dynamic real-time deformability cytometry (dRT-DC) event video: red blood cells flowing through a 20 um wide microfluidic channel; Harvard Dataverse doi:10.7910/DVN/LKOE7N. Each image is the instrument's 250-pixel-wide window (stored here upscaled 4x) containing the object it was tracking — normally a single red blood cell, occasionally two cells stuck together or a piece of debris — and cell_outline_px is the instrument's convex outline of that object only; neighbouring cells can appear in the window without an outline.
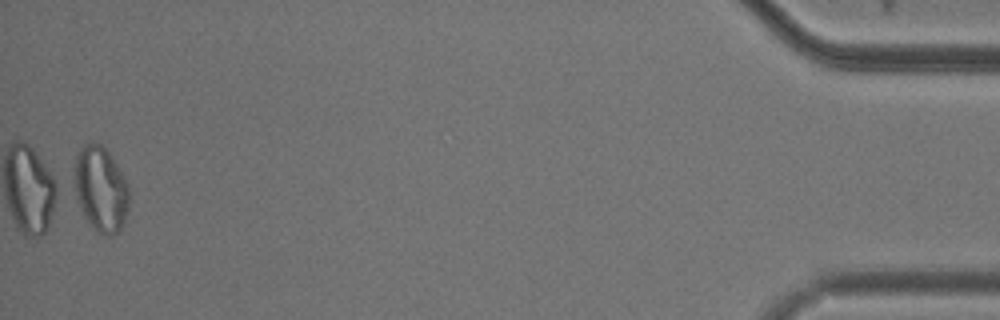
{"species": "common noctule bat (a hibernating species)", "species_latin": "Nyctalus noctula", "temperature_condition": "cold", "stored_images_in_passage": 53, "camera_frame_rate_fps": 3000, "um_per_image_px": 0.085, "animal": {"sex": "male", "body_mass_g": 20.5, "forearm_length_mm": 52.5}, "frame": {"image": 1, "passage_image": 53, "time_ms": 17.333, "image_size_px": [1000, 320], "cell_outline_px": [[128, 208], [124, 224], [112, 236], [104, 236], [92, 228], [88, 224], [68, 192], [68, 188], [72, 168], [76, 156], [80, 148], [84, 144], [100, 144], [108, 152], [116, 164], [128, 184]], "centroid_in_image_um": [8.43, 16.11], "position_along_channel_um": 426.8, "area_um2": 28.67}, "authors_computed_cell_mechanics": {"area_um2": 19.8832, "velocity_mm_per_s": 3.7213, "shape_relaxation_time_tau1_ms": null, "shape_relaxation_time_tau2_ms": 2.0642, "deformation_change_tau1": null, "deformation_change_tau2": 0.078}}